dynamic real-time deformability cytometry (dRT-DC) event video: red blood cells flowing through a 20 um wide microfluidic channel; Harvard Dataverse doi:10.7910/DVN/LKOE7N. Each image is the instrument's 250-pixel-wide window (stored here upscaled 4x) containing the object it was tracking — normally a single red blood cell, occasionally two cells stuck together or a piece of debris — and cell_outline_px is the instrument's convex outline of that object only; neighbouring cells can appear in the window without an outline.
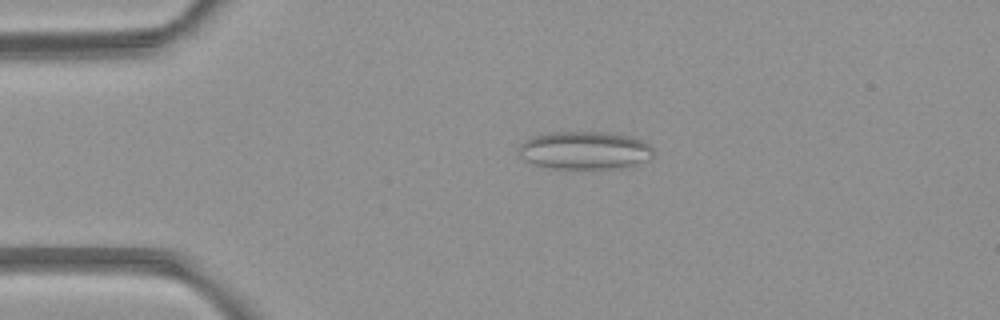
{"species": "common noctule bat (a hibernating species)", "species_latin": "Nyctalus noctula", "temperature_condition": "room temperature", "stored_images_in_passage": 3, "camera_frame_rate_fps": 3000, "um_per_image_px": 0.085, "animal": {"sex": "female", "body_mass_g": 21.9}, "frame": {"image": 1, "passage_image": 3, "time_ms": 2.333, "image_size_px": [1000, 320], "cell_outline_px": [[656, 152], [648, 160], [616, 168], [552, 168], [536, 164], [524, 160], [516, 152], [520, 144], [532, 136], [552, 132], [604, 132], [632, 136], [648, 144]], "centroid_in_image_um": [49.67, 12.76], "position_along_channel_um": 35.3, "area_um2": 29.65}}